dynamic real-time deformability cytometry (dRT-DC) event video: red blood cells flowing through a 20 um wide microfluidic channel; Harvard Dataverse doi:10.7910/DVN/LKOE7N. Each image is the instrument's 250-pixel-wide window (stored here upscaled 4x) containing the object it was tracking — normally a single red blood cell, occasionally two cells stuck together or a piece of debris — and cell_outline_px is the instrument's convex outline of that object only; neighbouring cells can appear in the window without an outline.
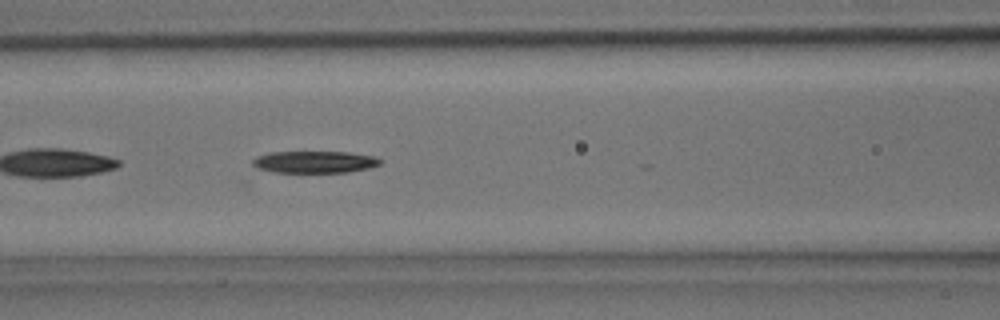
{"species": "common noctule bat (a hibernating species)", "species_latin": "Nyctalus noctula", "temperature_condition": "room temperature", "stored_images_in_passage": 23, "segment_of_instrument_passage": [2, 2], "camera_frame_rate_fps": 3000, "um_per_image_px": 0.085, "animal": {"sex": "male", "body_mass_g": 15.6}, "frame": {"image": 1, "passage_image": 12, "time_ms": 3.667, "image_size_px": [1000, 320], "cell_outline_px": [[380, 164], [368, 168], [348, 172], [272, 172], [256, 168], [252, 164], [252, 160], [256, 156], [268, 152], [348, 152], [376, 156], [380, 160]], "centroid_in_image_um": [26.7, 13.76], "position_along_channel_um": 139.9, "area_um2": 16.36}}